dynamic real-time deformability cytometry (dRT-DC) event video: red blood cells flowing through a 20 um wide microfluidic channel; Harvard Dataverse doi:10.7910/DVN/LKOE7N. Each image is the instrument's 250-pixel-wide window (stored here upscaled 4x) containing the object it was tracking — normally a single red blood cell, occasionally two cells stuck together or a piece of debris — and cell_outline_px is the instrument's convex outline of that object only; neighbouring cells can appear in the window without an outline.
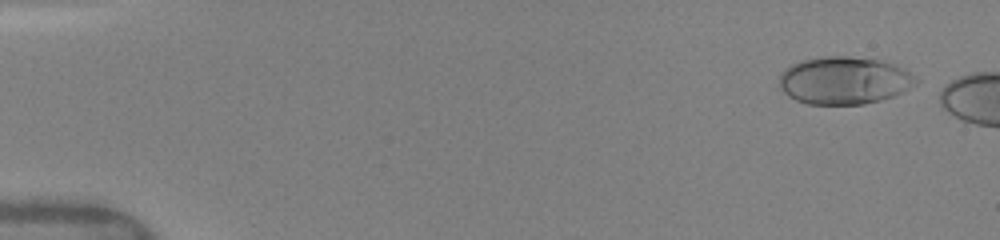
{"species": "human", "species_latin": "Homo sapiens", "temperature_condition": "warm", "stored_images_in_passage": 12, "camera_frame_rate_fps": 3000, "um_per_image_px": 0.085, "donor": {"sex": "female"}, "frame": {"image": 1, "passage_image": 3, "time_ms": 0.333, "image_size_px": [1000, 240], "cell_outline_px": [[920, 80], [916, 84], [892, 96], [880, 100], [864, 104], [808, 104], [796, 100], [788, 96], [780, 88], [780, 72], [784, 68], [800, 60], [824, 56], [848, 56], [884, 60], [916, 76]], "centroid_in_image_um": [71.72, 6.83], "position_along_channel_um": 13.3, "area_um2": 37.92}}